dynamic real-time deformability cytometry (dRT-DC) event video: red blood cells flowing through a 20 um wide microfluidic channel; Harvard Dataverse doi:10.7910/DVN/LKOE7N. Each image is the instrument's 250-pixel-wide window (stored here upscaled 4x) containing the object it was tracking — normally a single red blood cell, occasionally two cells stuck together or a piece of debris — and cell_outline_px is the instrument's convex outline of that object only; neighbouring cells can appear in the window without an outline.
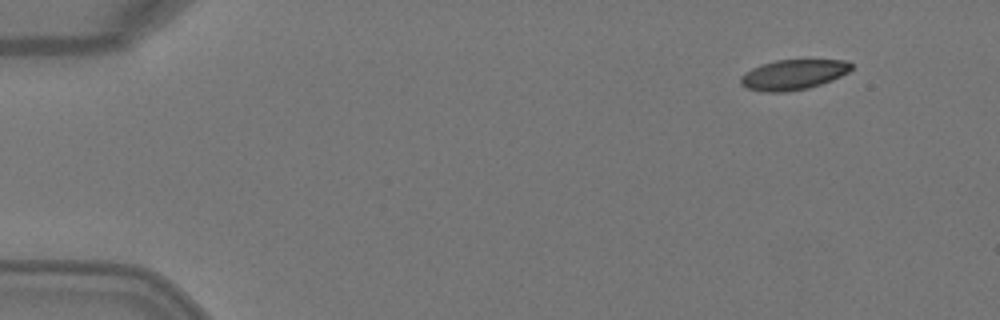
{"species": "Egyptian fruit bat (a non-hibernating species)", "species_latin": "Rousettus aegyptiacus", "temperature_condition": "warm", "stored_images_in_passage": 4, "camera_frame_rate_fps": 3000, "um_per_image_px": 0.085, "animal": {"sex": "female"}, "frame": {"image": 1, "passage_image": 1, "time_ms": 0.0, "image_size_px": [1000, 320], "cell_outline_px": [[852, 68], [848, 72], [832, 80], [808, 88], [788, 92], [764, 92], [748, 88], [740, 84], [740, 76], [744, 72], [752, 68], [776, 60], [848, 60], [852, 64]], "centroid_in_image_um": [67.42, 6.35], "position_along_channel_um": 17.6, "area_um2": 19.42}}
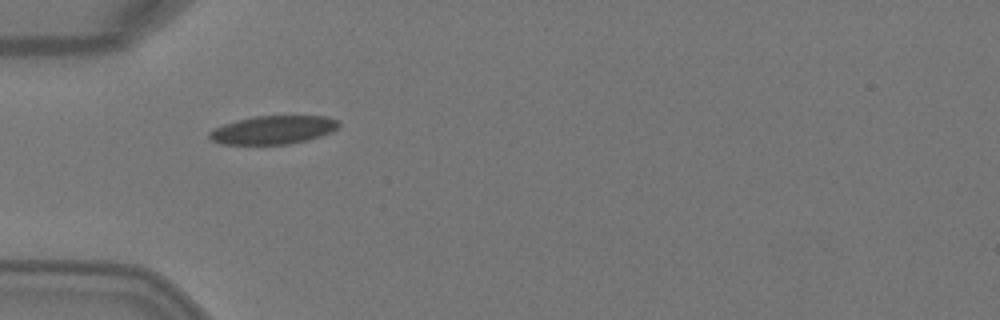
{"frame": {"image": 2, "passage_image": 4, "time_ms": 1.0, "image_size_px": [1000, 320], "cell_outline_px": [[340, 124], [332, 132], [308, 140], [288, 144], [220, 144], [212, 140], [208, 136], [208, 132], [224, 124], [236, 120], [252, 116], [328, 116], [336, 120]], "centroid_in_image_um": [23.21, 11.04], "position_along_channel_um": 61.8, "area_um2": 21.39}}